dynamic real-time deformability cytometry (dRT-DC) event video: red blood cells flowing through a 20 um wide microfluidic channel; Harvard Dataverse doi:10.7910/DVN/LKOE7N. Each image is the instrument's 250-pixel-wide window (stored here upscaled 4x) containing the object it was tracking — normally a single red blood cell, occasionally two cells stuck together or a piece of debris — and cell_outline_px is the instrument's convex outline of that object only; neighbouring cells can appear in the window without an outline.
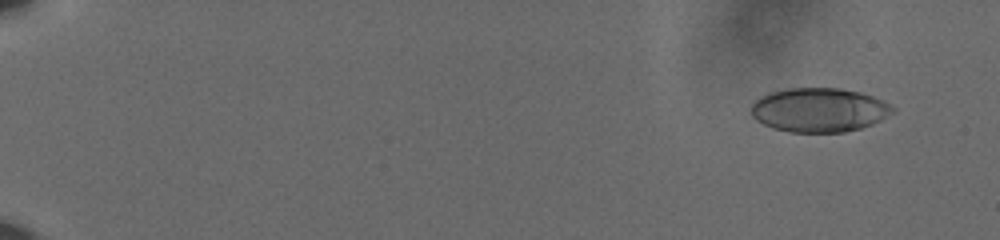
{"species": "human", "species_latin": "Homo sapiens", "temperature_condition": "cold", "stored_images_in_passage": 60, "camera_frame_rate_fps": 3000, "um_per_image_px": 0.085, "donor": {"sex": "male"}, "frame": {"image": 1, "passage_image": 5, "time_ms": 1.333, "image_size_px": [1000, 240], "cell_outline_px": [[896, 112], [872, 124], [860, 128], [844, 132], [788, 132], [772, 128], [756, 120], [752, 116], [752, 100], [768, 92], [788, 88], [840, 88], [860, 92], [872, 96], [896, 108]], "centroid_in_image_um": [69.6, 9.34], "position_along_channel_um": 15.4, "area_um2": 36.59}}
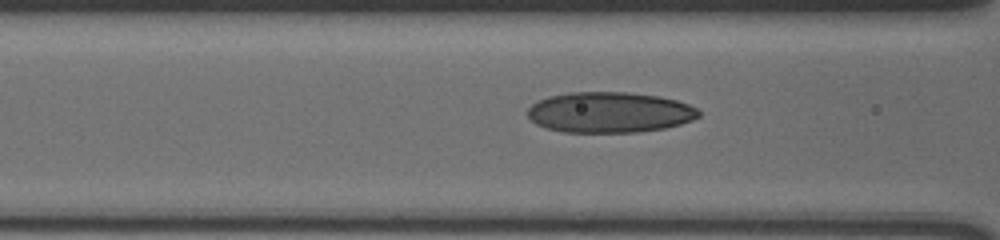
{"frame": {"image": 2, "passage_image": 28, "time_ms": 9.0, "image_size_px": [1000, 240], "cell_outline_px": [[700, 116], [692, 120], [680, 124], [664, 128], [636, 132], [564, 132], [544, 128], [536, 124], [528, 116], [528, 108], [532, 104], [548, 96], [568, 92], [624, 92], [656, 96], [676, 100], [688, 104], [696, 108], [700, 112]], "centroid_in_image_um": [51.79, 9.55], "position_along_channel_um": 114.8, "area_um2": 40.46}}
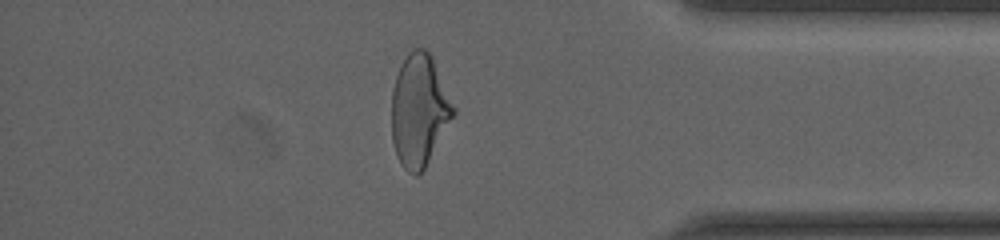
{"frame": {"image": 3, "passage_image": 53, "time_ms": 17.333, "image_size_px": [1000, 240], "cell_outline_px": [[456, 112], [424, 168], [416, 176], [408, 172], [400, 164], [396, 156], [392, 140], [392, 88], [400, 64], [408, 52], [412, 48], [424, 48], [432, 56], [456, 108]], "centroid_in_image_um": [35.62, 9.35], "position_along_channel_um": 399.6, "area_um2": 40.4}, "authors_computed_cell_mechanics": {"area_um2": 38.726, "velocity_mm_per_s": 3.6254, "shape_relaxation_time_tau1_ms": 5.6453, "shape_relaxation_time_tau2_ms": 1.497, "deformation_change_tau1": 0.1703, "deformation_change_tau2": 0.0824}}